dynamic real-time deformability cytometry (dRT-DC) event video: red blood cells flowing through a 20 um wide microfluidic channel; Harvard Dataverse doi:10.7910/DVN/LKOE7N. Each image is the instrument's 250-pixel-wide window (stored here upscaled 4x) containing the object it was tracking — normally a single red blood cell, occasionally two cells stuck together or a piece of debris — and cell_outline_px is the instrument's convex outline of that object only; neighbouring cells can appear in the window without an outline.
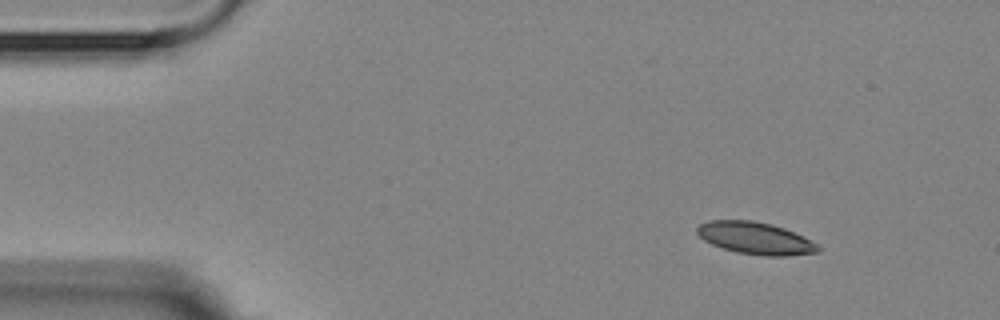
{"species": "Egyptian fruit bat (a non-hibernating species)", "species_latin": "Rousettus aegyptiacus", "temperature_condition": "room temperature", "stored_images_in_passage": 4, "camera_frame_rate_fps": 3000, "um_per_image_px": 0.085, "animal": {"sex": "female"}, "frame": {"image": 1, "passage_image": 1, "time_ms": 0.0, "image_size_px": [1000, 320], "cell_outline_px": [[820, 252], [784, 256], [764, 256], [736, 252], [712, 244], [704, 240], [696, 232], [696, 228], [700, 224], [708, 220], [752, 220], [772, 224], [784, 228], [804, 236], [816, 244], [820, 248]], "centroid_in_image_um": [64.21, 20.24], "position_along_channel_um": 20.8, "area_um2": 22.66}}